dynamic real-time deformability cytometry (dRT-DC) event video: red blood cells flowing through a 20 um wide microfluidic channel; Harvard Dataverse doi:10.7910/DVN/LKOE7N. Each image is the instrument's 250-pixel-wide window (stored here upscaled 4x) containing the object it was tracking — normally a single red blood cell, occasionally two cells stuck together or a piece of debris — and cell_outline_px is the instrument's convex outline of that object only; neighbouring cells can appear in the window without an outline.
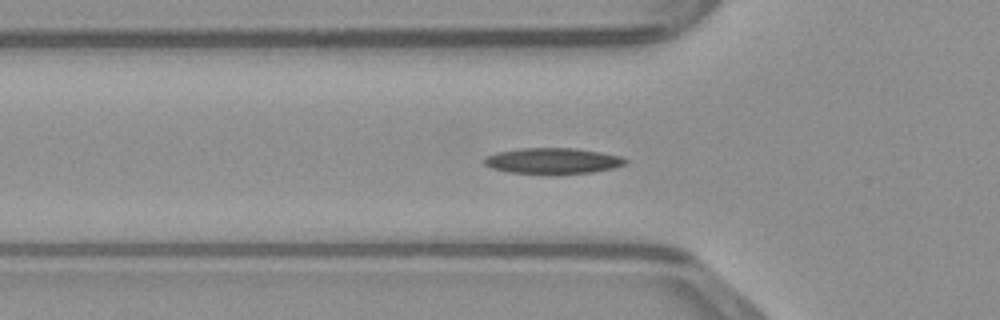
{"species": "common noctule bat (a hibernating species)", "species_latin": "Nyctalus noctula", "temperature_condition": "warm", "stored_images_in_passage": 44, "camera_frame_rate_fps": 3000, "um_per_image_px": 0.085, "animal": {"sex": "male", "body_mass_g": 23.1, "forearm_length_mm": 52.7}, "frame": {"image": 1, "passage_image": 11, "time_ms": 3.333, "image_size_px": [1000, 320], "cell_outline_px": [[628, 164], [612, 168], [592, 172], [556, 176], [548, 176], [508, 172], [492, 168], [484, 164], [484, 160], [488, 156], [500, 152], [520, 148], [576, 148], [600, 152], [620, 156], [628, 160]], "centroid_in_image_um": [47.02, 13.71], "position_along_channel_um": 78.8, "area_um2": 21.85}}
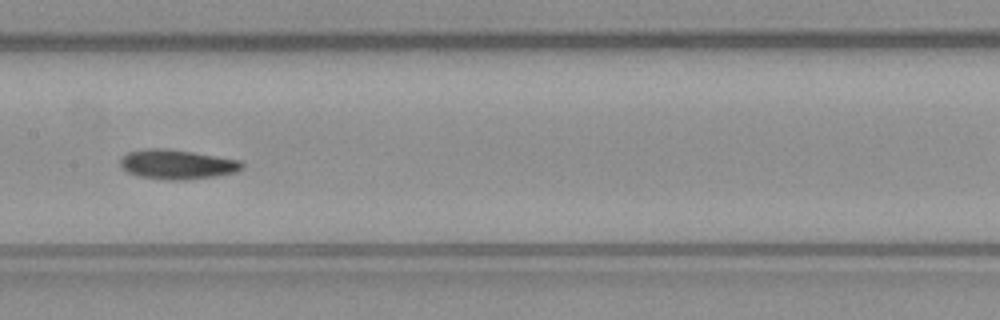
{"frame": {"image": 2, "passage_image": 19, "time_ms": 6.0, "image_size_px": [1000, 320], "cell_outline_px": [[244, 168], [236, 172], [216, 176], [180, 180], [168, 180], [140, 176], [128, 172], [120, 164], [120, 160], [128, 152], [148, 148], [168, 148], [240, 160], [244, 164]], "centroid_in_image_um": [15.08, 13.97], "position_along_channel_um": 192.3, "area_um2": 20.81}}
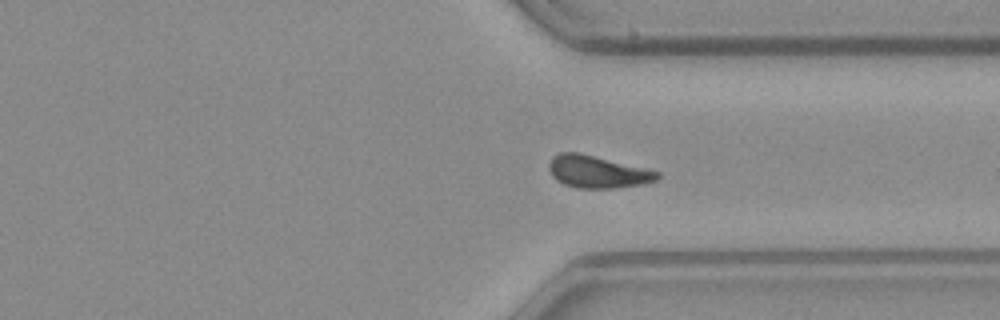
{"frame": {"image": 3, "passage_image": 31, "time_ms": 10.0, "image_size_px": [1000, 320], "cell_outline_px": [[660, 176], [656, 180], [640, 184], [612, 188], [576, 188], [564, 184], [556, 180], [552, 176], [548, 164], [552, 156], [560, 152], [580, 152], [660, 172]], "centroid_in_image_um": [50.73, 14.59], "position_along_channel_um": 360.7, "area_um2": 20.29}}